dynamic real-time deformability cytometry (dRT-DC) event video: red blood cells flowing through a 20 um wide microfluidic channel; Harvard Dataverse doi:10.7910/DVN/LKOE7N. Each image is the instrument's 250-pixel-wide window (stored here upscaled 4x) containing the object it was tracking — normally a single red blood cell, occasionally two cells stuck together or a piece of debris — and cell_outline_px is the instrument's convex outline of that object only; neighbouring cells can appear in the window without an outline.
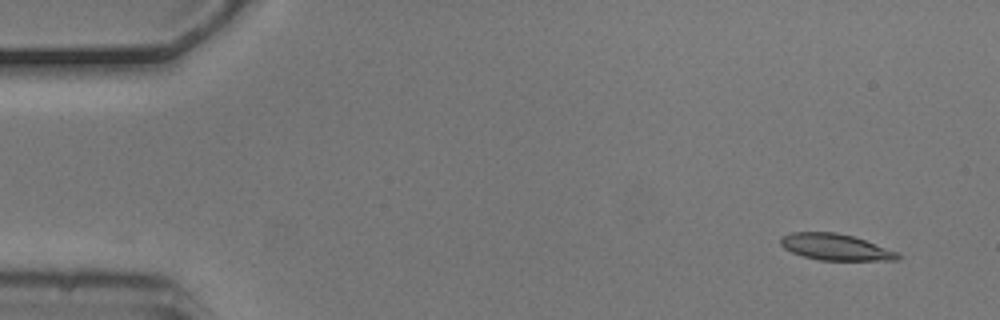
{"species": "common noctule bat (a hibernating species)", "species_latin": "Nyctalus noctula", "temperature_condition": "cold", "stored_images_in_passage": 6, "camera_frame_rate_fps": 3000, "um_per_image_px": 0.085, "animal": {"sex": "male", "body_mass_g": 20.5, "forearm_length_mm": 52.5}, "frame": {"image": 1, "passage_image": 1, "time_ms": 0.0, "image_size_px": [1000, 320], "cell_outline_px": [[904, 256], [900, 260], [820, 260], [804, 256], [792, 252], [784, 248], [780, 244], [780, 236], [792, 232], [836, 232], [852, 236], [900, 252]], "centroid_in_image_um": [71.05, 21.0], "position_along_channel_um": 13.9, "area_um2": 18.09}}
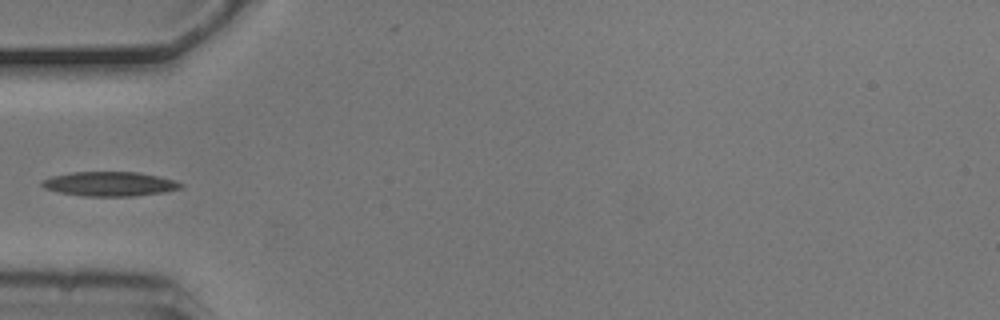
{"frame": {"image": 2, "passage_image": 5, "time_ms": 1.333, "image_size_px": [1000, 320], "cell_outline_px": [[184, 184], [180, 188], [164, 192], [136, 196], [84, 196], [60, 192], [44, 188], [40, 184], [44, 180], [52, 176], [72, 172], [140, 172], [172, 180]], "centroid_in_image_um": [9.31, 15.63], "position_along_channel_um": 75.7, "area_um2": 19.54}}
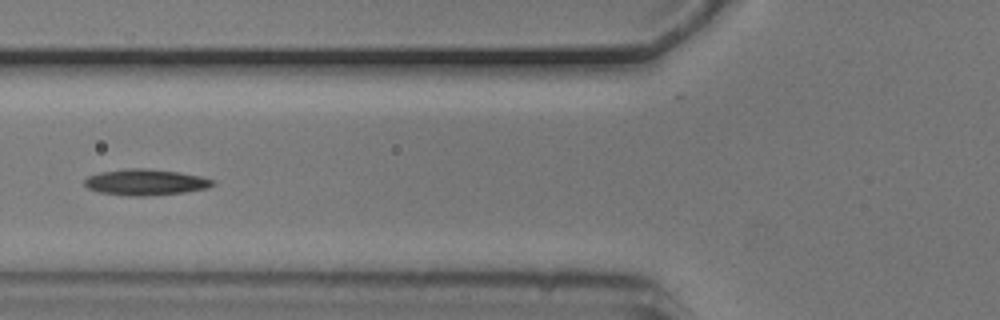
{"frame": {"image": 3, "passage_image": 6, "time_ms": 1.667, "image_size_px": [1000, 320], "cell_outline_px": [[216, 184], [208, 188], [184, 192], [144, 196], [128, 196], [100, 192], [88, 188], [84, 184], [84, 180], [88, 176], [100, 172], [128, 168], [144, 168], [180, 172], [200, 176], [216, 180]], "centroid_in_image_um": [12.4, 15.48], "position_along_channel_um": 113.4, "area_um2": 19.54}}